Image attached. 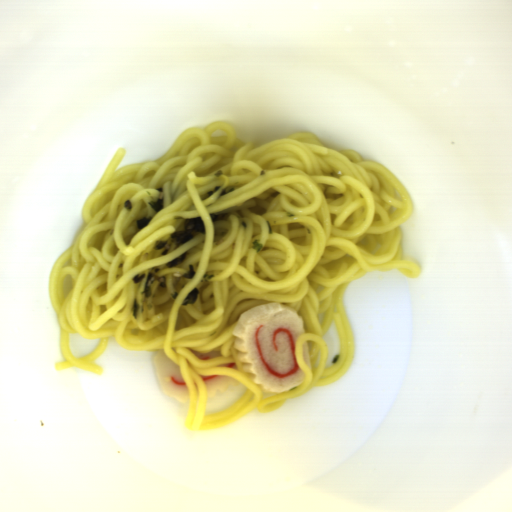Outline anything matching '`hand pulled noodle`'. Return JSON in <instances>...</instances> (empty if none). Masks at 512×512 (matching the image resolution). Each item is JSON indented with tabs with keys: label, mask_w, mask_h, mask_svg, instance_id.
Masks as SVG:
<instances>
[{
	"label": "hand pulled noodle",
	"mask_w": 512,
	"mask_h": 512,
	"mask_svg": "<svg viewBox=\"0 0 512 512\" xmlns=\"http://www.w3.org/2000/svg\"><path fill=\"white\" fill-rule=\"evenodd\" d=\"M117 149L81 209L83 226L55 260L47 292L58 320L62 359L57 371L84 369L101 375L97 359L109 339L125 350L163 353L176 365L189 401L182 425L212 432L256 410L268 414L317 387L345 376L354 363L355 339L345 294L367 273L398 271L417 279L421 267L404 259V229L415 206L402 180L378 161L352 149H334L310 132H295L256 145L226 121L182 130L159 157L119 167ZM119 167V168H118ZM215 186H221L207 196ZM235 191L220 195L223 189ZM163 197L157 213L148 202ZM131 200V211L123 206ZM152 219L137 228L136 221ZM201 217L204 233L177 247L153 249ZM177 247V248H176ZM168 254L161 255L164 250ZM188 252L178 266L166 263ZM194 265L193 279L182 277ZM152 309L136 321L128 305L140 300L146 275ZM216 275L200 282L203 272ZM145 273L138 284L132 276ZM199 289L194 304L181 301ZM178 292L172 299L171 292ZM294 307L304 320L296 358L306 381L290 392L263 393L241 370L232 329L242 312L264 303ZM310 349L312 371L303 360ZM221 345L222 356L198 359ZM236 363L237 368L217 365ZM202 375L222 374L247 389L221 412L207 414Z\"/></svg>",
	"instance_id": "14784b9a"
}]
</instances>
